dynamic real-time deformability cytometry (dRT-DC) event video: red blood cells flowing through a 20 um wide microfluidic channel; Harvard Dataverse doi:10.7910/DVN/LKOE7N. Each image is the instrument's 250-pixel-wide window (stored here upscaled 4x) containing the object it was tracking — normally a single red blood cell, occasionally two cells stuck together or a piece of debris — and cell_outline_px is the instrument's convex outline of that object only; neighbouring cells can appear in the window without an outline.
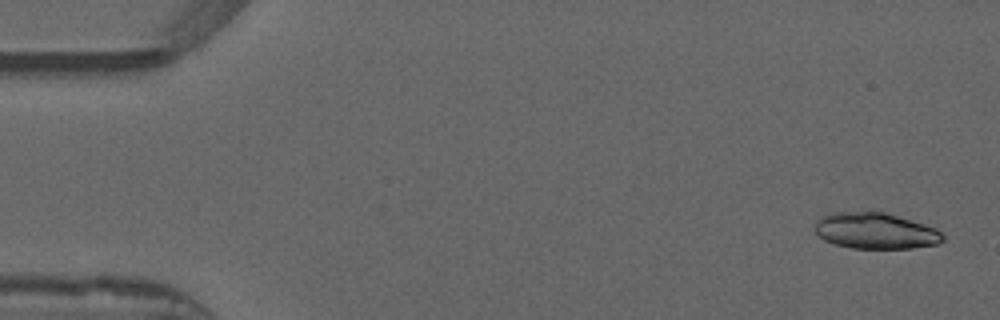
{"species": "common noctule bat (a hibernating species)", "species_latin": "Nyctalus noctula", "temperature_condition": "warm", "stored_images_in_passage": 52, "camera_frame_rate_fps": 3000, "um_per_image_px": 0.085, "animal": {"sex": "male", "forearm_length_mm": 52.5}, "frame": {"image": 1, "passage_image": 1, "time_ms": 0.0, "image_size_px": [1000, 320], "cell_outline_px": [[944, 240], [936, 244], [912, 248], [852, 248], [836, 244], [824, 240], [816, 232], [816, 220], [820, 216], [836, 212], [872, 208], [924, 224], [936, 228], [944, 236]], "centroid_in_image_um": [74.39, 19.58], "position_along_channel_um": 10.6, "area_um2": 27.4}}
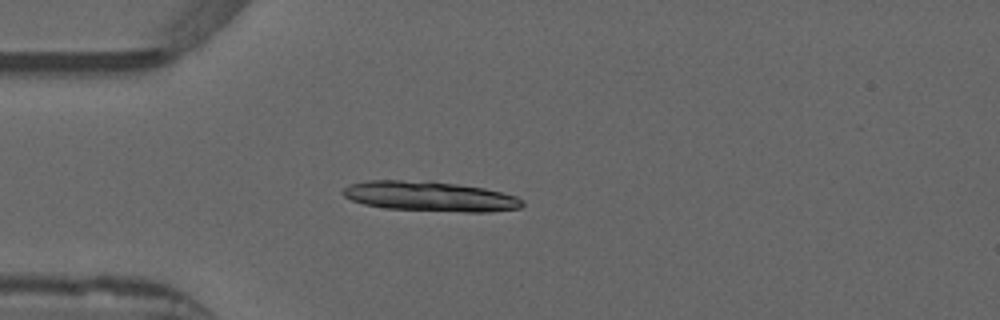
{"frame": {"image": 2, "passage_image": 13, "time_ms": 4.0, "image_size_px": [1000, 320], "cell_outline_px": [[524, 204], [520, 208], [488, 212], [464, 212], [388, 208], [364, 204], [352, 200], [344, 196], [340, 192], [344, 188], [352, 184], [368, 180], [400, 180], [456, 184], [484, 188], [516, 196], [524, 200]], "centroid_in_image_um": [36.56, 16.7], "position_along_channel_um": 48.4, "area_um2": 30.87}}